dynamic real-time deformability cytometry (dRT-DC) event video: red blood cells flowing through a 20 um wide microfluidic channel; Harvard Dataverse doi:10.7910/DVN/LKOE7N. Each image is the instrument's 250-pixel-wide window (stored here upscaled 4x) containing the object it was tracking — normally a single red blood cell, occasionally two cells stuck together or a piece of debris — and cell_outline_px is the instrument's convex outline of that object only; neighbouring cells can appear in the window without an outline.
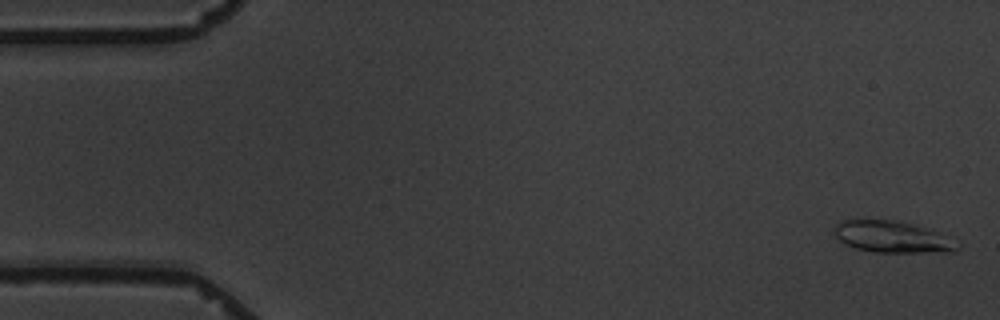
{"species": "common noctule bat (a hibernating species)", "species_latin": "Nyctalus noctula", "temperature_condition": "warm", "stored_images_in_passage": 5, "camera_frame_rate_fps": 3000, "um_per_image_px": 0.085, "animal": {"sex": "male", "body_mass_g": 19.5, "forearm_length_mm": 54.6}, "frame": {"image": 1, "passage_image": 1, "time_ms": 0.0, "image_size_px": [1000, 320], "cell_outline_px": [[960, 244], [952, 252], [876, 252], [856, 248], [844, 244], [836, 236], [832, 228], [836, 224], [844, 220], [892, 220], [924, 228]], "centroid_in_image_um": [75.74, 20.15], "position_along_channel_um": 9.3, "area_um2": 21.91}}